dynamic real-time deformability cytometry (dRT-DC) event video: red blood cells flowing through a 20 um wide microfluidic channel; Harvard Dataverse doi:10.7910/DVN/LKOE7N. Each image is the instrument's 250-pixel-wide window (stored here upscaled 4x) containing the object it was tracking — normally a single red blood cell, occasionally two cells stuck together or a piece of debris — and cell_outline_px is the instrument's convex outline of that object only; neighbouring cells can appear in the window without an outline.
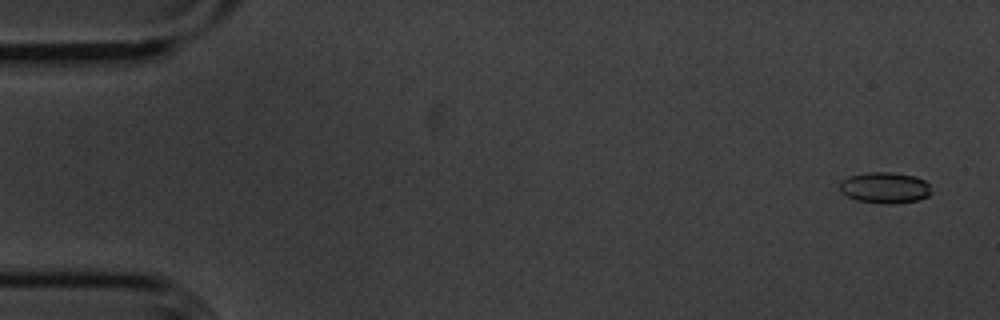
{"species": "common noctule bat (a hibernating species)", "species_latin": "Nyctalus noctula", "temperature_condition": "cold", "stored_images_in_passage": 54, "camera_frame_rate_fps": 3000, "um_per_image_px": 0.085, "animal": {"sex": "male", "body_mass_g": 20.1, "forearm_length_mm": 53.5}, "frame": {"image": 1, "passage_image": 1, "time_ms": 0.0, "image_size_px": [1000, 320], "cell_outline_px": [[932, 192], [928, 196], [920, 200], [892, 204], [880, 204], [856, 200], [840, 192], [840, 180], [848, 176], [868, 172], [892, 172], [916, 176], [924, 180], [928, 184]], "centroid_in_image_um": [75.21, 15.96], "position_along_channel_um": 9.8, "area_um2": 16.88}}
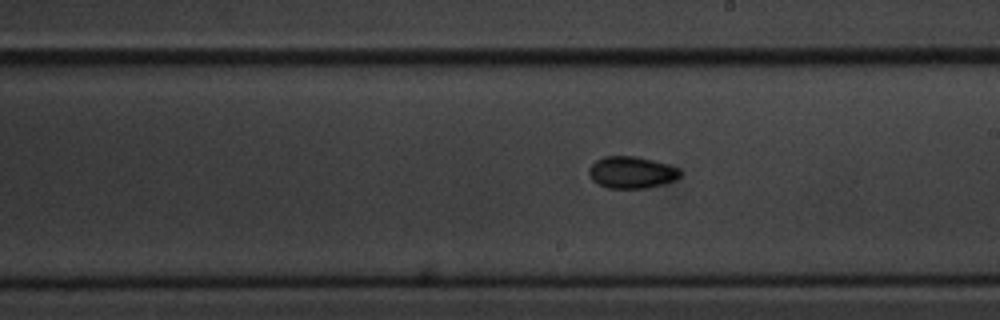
{"frame": {"image": 2, "passage_image": 30, "time_ms": 9.667, "image_size_px": [1000, 320], "cell_outline_px": [[680, 176], [676, 180], [664, 184], [648, 188], [608, 188], [592, 180], [588, 172], [588, 168], [596, 160], [604, 156], [636, 156], [668, 164], [680, 168]], "centroid_in_image_um": [53.7, 14.65], "position_along_channel_um": 235.3, "area_um2": 17.05}}
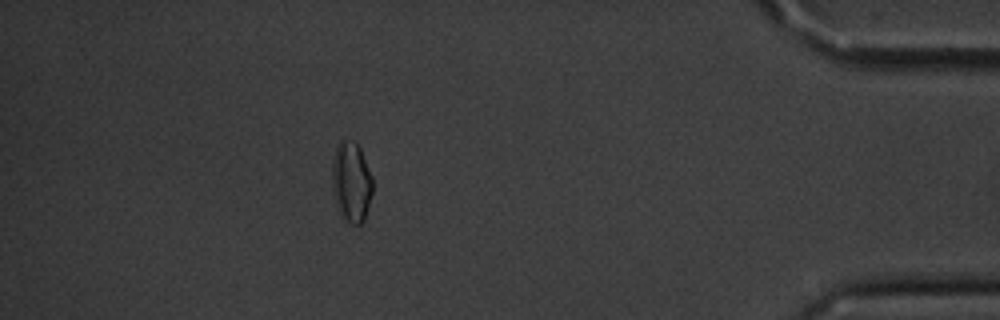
{"frame": {"image": 3, "passage_image": 48, "time_ms": 15.667, "image_size_px": [1000, 320], "cell_outline_px": [[372, 192], [364, 220], [360, 224], [352, 224], [340, 216], [332, 188], [332, 164], [336, 148], [340, 140], [344, 136], [352, 140], [360, 148], [372, 176]], "centroid_in_image_um": [29.85, 15.43], "position_along_channel_um": 405.3, "area_um2": 19.02}, "authors_computed_cell_mechanics": {"area_um2": 16.473, "velocity_mm_per_s": 3.6078, "shape_relaxation_time_tau1_ms": 3.9716, "shape_relaxation_time_tau2_ms": 7.1104, "deformation_change_tau1": 0.0683, "deformation_change_tau2": 0.0929}}